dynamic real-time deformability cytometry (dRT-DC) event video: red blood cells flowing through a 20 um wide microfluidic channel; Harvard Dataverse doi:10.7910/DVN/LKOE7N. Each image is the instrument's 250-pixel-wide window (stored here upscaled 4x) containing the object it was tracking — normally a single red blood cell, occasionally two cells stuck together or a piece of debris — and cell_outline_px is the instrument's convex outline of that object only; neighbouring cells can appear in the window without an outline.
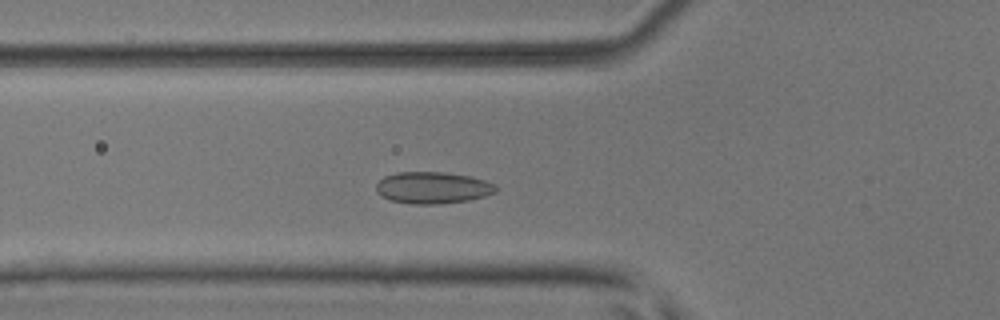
{"species": "common noctule bat (a hibernating species)", "species_latin": "Nyctalus noctula", "temperature_condition": "room temperature", "stored_images_in_passage": 45, "camera_frame_rate_fps": 3000, "um_per_image_px": 0.085, "animal": {"sex": "male", "body_mass_g": 17.9, "forearm_length_mm": 54.2}, "frame": {"image": 1, "passage_image": 13, "time_ms": 4.0, "image_size_px": [1000, 320], "cell_outline_px": [[496, 192], [484, 196], [468, 200], [436, 204], [412, 204], [392, 200], [380, 196], [376, 192], [376, 184], [384, 176], [396, 172], [444, 172], [472, 176], [496, 184]], "centroid_in_image_um": [36.76, 15.94], "position_along_channel_um": 89.0, "area_um2": 22.2}}
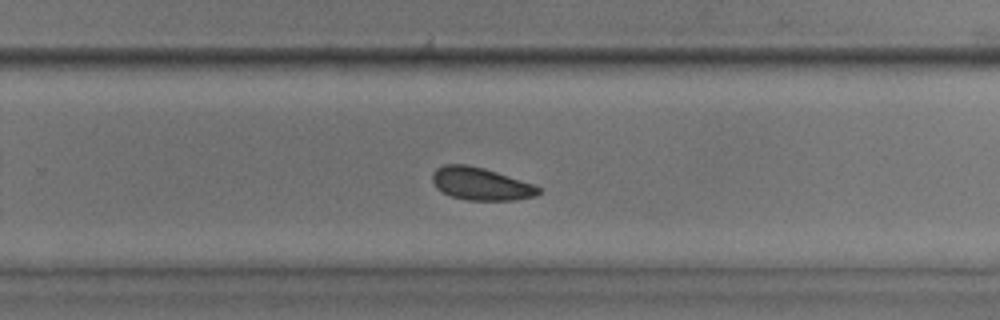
{"frame": {"image": 2, "passage_image": 28, "time_ms": 9.0, "image_size_px": [1000, 320], "cell_outline_px": [[544, 188], [536, 196], [512, 200], [468, 200], [452, 196], [440, 192], [436, 188], [432, 180], [432, 172], [436, 168], [444, 164], [464, 164], [484, 168], [536, 184]], "centroid_in_image_um": [40.89, 15.62], "position_along_channel_um": 288.9, "area_um2": 20.46}}
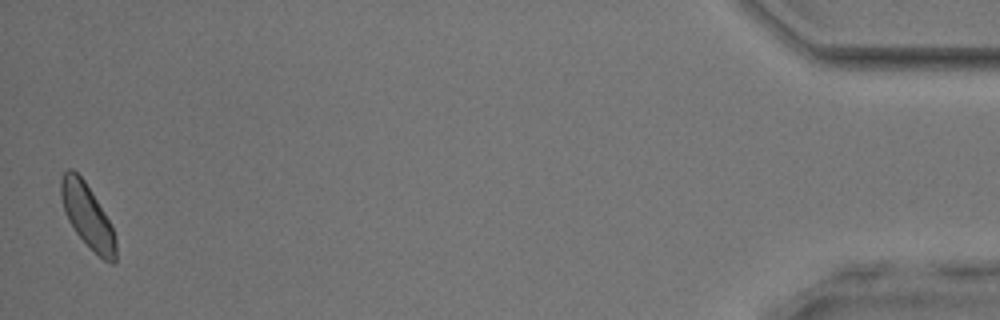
{"frame": {"image": 3, "passage_image": 45, "time_ms": 14.667, "image_size_px": [1000, 320], "cell_outline_px": [[116, 264], [112, 264], [104, 260], [76, 232], [68, 220], [64, 212], [60, 196], [60, 176], [68, 168], [72, 168], [84, 180], [104, 212], [112, 228], [116, 240]], "centroid_in_image_um": [7.41, 18.32], "position_along_channel_um": 427.8, "area_um2": 20.06}, "authors_computed_cell_mechanics": {"area_um2": 20.8658, "velocity_mm_per_s": 4.0092, "shape_relaxation_time_tau1_ms": 3.1925, "shape_relaxation_time_tau2_ms": 2.8631, "deformation_change_tau1": 0.0451, "deformation_change_tau2": 0.0713}}